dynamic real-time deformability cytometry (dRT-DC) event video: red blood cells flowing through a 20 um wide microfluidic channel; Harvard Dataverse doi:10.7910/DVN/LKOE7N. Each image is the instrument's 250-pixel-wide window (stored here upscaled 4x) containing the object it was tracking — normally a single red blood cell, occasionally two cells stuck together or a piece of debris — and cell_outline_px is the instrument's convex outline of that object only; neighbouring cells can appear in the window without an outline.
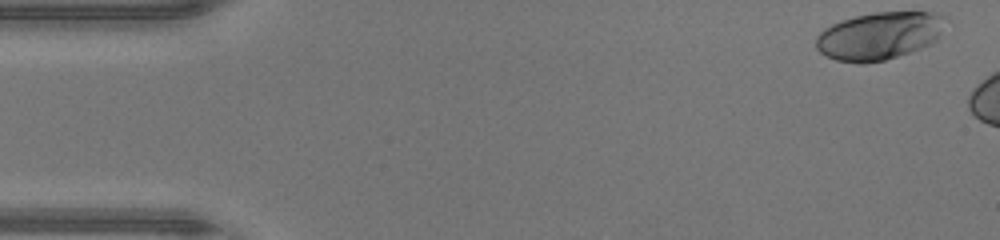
{"species": "human", "species_latin": "Homo sapiens", "temperature_condition": "warm", "stored_images_in_passage": 7, "camera_frame_rate_fps": 3000, "um_per_image_px": 0.085, "donor": {"sex": "male"}, "frame": {"image": 1, "passage_image": 1, "time_ms": 0.0, "image_size_px": [1000, 240], "cell_outline_px": [[940, 36], [936, 40], [920, 48], [884, 60], [860, 64], [836, 60], [820, 52], [816, 48], [816, 36], [824, 28], [832, 24], [856, 16], [876, 12], [928, 12], [940, 16]], "centroid_in_image_um": [74.64, 3.06], "position_along_channel_um": 10.4, "area_um2": 35.08}}